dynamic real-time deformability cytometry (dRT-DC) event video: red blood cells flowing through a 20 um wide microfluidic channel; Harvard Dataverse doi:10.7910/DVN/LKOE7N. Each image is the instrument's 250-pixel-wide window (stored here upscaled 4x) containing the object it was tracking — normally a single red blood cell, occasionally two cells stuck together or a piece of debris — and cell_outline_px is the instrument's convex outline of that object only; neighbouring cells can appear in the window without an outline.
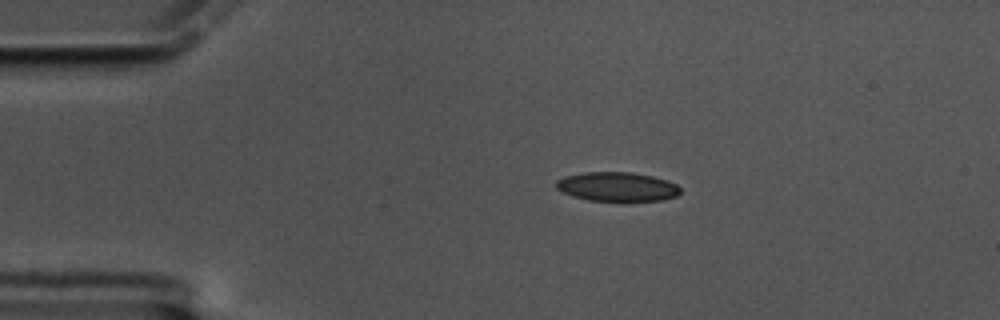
{"species": "common noctule bat (a hibernating species)", "species_latin": "Nyctalus noctula", "temperature_condition": "cold", "stored_images_in_passage": 49, "camera_frame_rate_fps": 3000, "um_per_image_px": 0.085, "animal": {"sex": "male", "body_mass_g": 17.5, "forearm_length_mm": 52.3}, "frame": {"image": 1, "passage_image": 1, "time_ms": 0.0, "image_size_px": [1000, 320], "cell_outline_px": [[680, 192], [676, 196], [664, 200], [588, 200], [572, 196], [556, 188], [556, 180], [564, 176], [584, 172], [632, 172], [652, 176], [668, 180], [676, 184], [680, 188]], "centroid_in_image_um": [52.45, 15.85], "position_along_channel_um": 32.5, "area_um2": 20.98}}
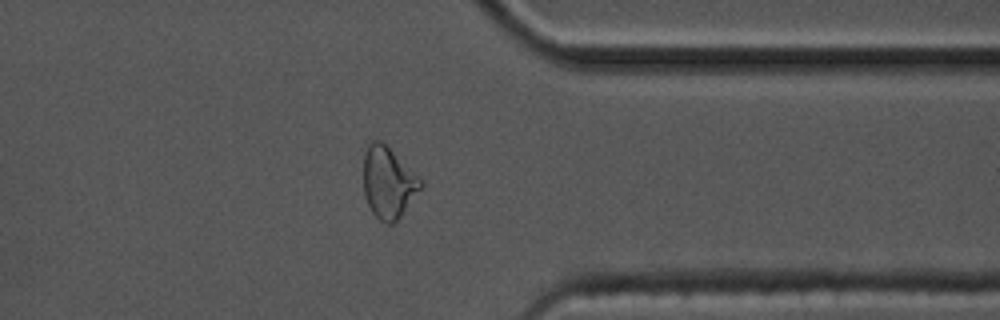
{"frame": {"image": 2, "passage_image": 36, "time_ms": 11.667, "image_size_px": [1000, 320], "cell_outline_px": [[424, 184], [400, 216], [392, 224], [384, 224], [372, 212], [364, 196], [364, 152], [368, 140], [380, 140], [420, 176]], "centroid_in_image_um": [32.99, 15.49], "position_along_channel_um": 378.4, "area_um2": 23.81}}
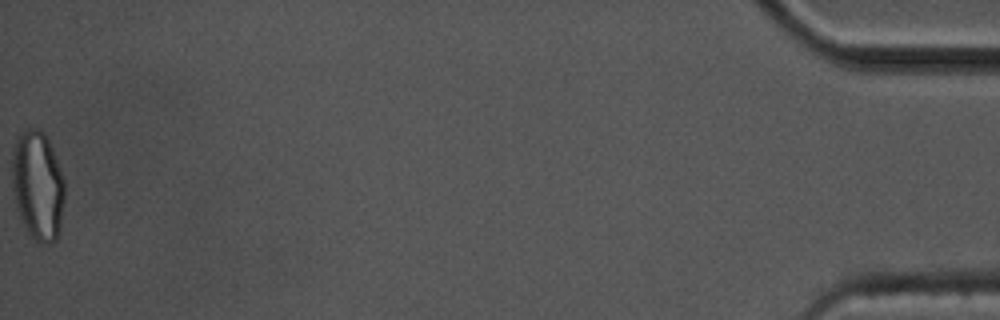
{"frame": {"image": 3, "passage_image": 49, "time_ms": 16.0, "image_size_px": [1000, 320], "cell_outline_px": [[64, 200], [60, 228], [56, 240], [48, 244], [40, 244], [28, 236], [20, 220], [16, 208], [12, 188], [12, 152], [16, 140], [24, 128], [36, 128], [44, 132], [52, 148], [64, 180]], "centroid_in_image_um": [3.19, 15.81], "position_along_channel_um": 432.0, "area_um2": 34.04}, "authors_computed_cell_mechanics": {"area_um2": 21.675, "velocity_mm_per_s": 3.3888, "shape_relaxation_time_tau1_ms": 5.6281, "shape_relaxation_time_tau2_ms": 1.4989, "deformation_change_tau1": 0.1546, "deformation_change_tau2": 0.0588}}